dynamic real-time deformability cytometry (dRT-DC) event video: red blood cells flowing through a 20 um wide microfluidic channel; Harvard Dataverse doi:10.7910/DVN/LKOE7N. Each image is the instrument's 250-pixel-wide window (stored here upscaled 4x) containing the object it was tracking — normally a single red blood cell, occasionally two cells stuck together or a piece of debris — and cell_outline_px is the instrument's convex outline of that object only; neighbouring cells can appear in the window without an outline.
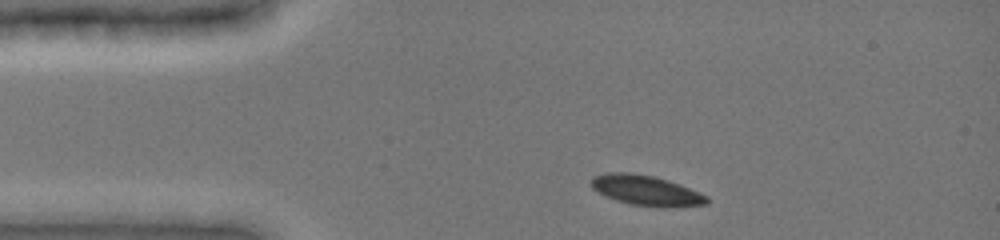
{"species": "common noctule bat (a hibernating species)", "species_latin": "Nyctalus noctula", "temperature_condition": "cold", "stored_images_in_passage": 3, "camera_frame_rate_fps": 3000, "um_per_image_px": 0.085, "animal": {"sex": "female", "body_mass_g": 19.0, "forearm_length_mm": 51.5}, "frame": {"image": 1, "passage_image": 1, "time_ms": 0.0, "image_size_px": [1000, 240], "cell_outline_px": [[708, 204], [664, 208], [660, 208], [628, 204], [616, 200], [592, 188], [592, 176], [604, 172], [628, 172], [652, 176], [668, 180], [680, 184], [700, 192], [708, 196]], "centroid_in_image_um": [54.95, 16.19], "position_along_channel_um": 30.0, "area_um2": 20.46}}